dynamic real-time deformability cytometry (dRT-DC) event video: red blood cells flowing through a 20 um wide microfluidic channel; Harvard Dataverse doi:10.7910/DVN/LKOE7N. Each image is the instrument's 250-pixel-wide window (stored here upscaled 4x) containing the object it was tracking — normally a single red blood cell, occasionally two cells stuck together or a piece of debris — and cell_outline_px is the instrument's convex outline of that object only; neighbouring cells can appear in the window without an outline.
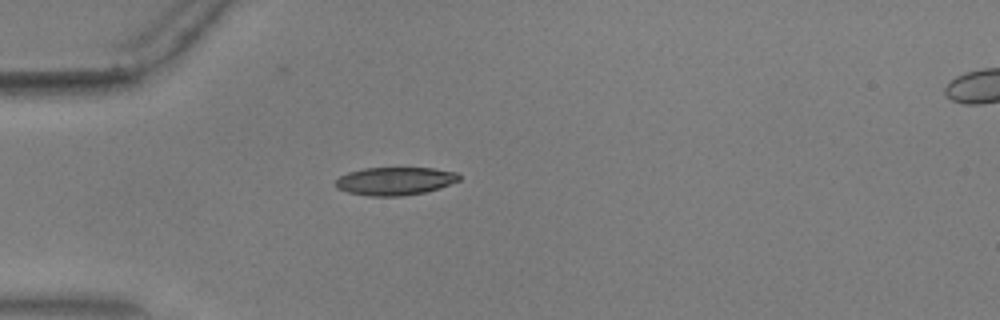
{"species": "common noctule bat (a hibernating species)", "species_latin": "Nyctalus noctula", "temperature_condition": "warm", "stored_images_in_passage": 48, "camera_frame_rate_fps": 3000, "um_per_image_px": 0.085, "animal": {"sex": "male", "body_mass_g": 17.9, "forearm_length_mm": 54.2}, "frame": {"image": 1, "passage_image": 9, "time_ms": 2.667, "image_size_px": [1000, 320], "cell_outline_px": [[460, 180], [440, 188], [424, 192], [404, 196], [368, 196], [348, 192], [336, 188], [336, 180], [340, 176], [348, 172], [364, 168], [432, 168], [456, 172], [460, 176]], "centroid_in_image_um": [33.57, 15.39], "position_along_channel_um": 51.4, "area_um2": 20.17}}
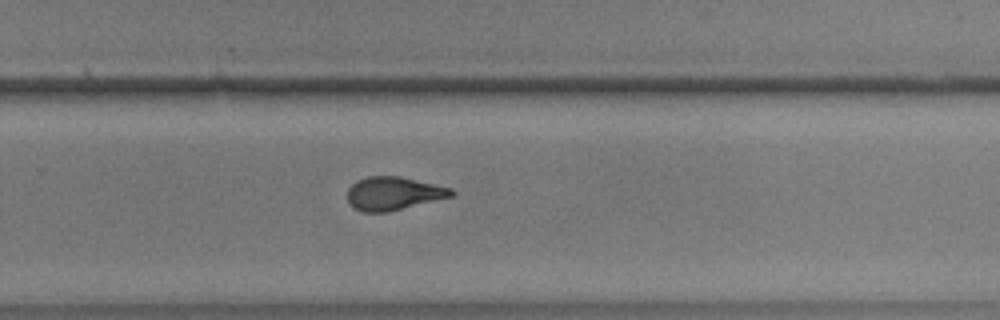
{"frame": {"image": 2, "passage_image": 30, "time_ms": 9.667, "image_size_px": [1000, 320], "cell_outline_px": [[456, 192], [452, 196], [388, 212], [360, 212], [352, 208], [348, 204], [348, 188], [356, 180], [368, 176], [400, 176], [452, 188]], "centroid_in_image_um": [33.4, 16.44], "position_along_channel_um": 296.4, "area_um2": 20.29}}
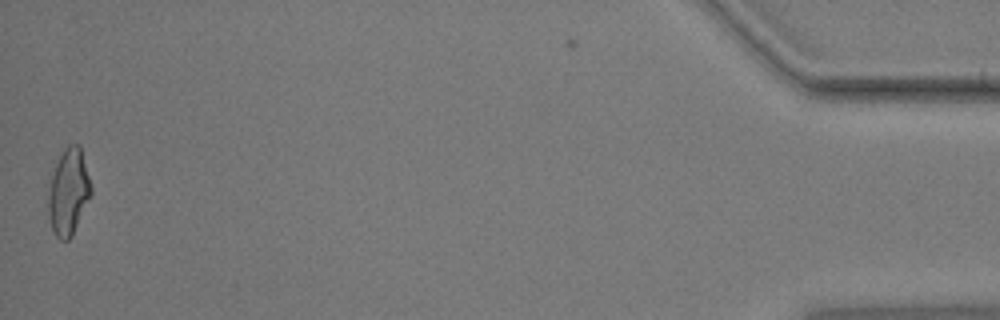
{"frame": {"image": 3, "passage_image": 48, "time_ms": 15.667, "image_size_px": [1000, 320], "cell_outline_px": [[92, 196], [72, 236], [68, 240], [60, 240], [56, 236], [48, 220], [48, 188], [56, 164], [64, 148], [68, 144], [80, 144], [92, 188]], "centroid_in_image_um": [5.83, 16.33], "position_along_channel_um": 429.4, "area_um2": 21.73}, "authors_computed_cell_mechanics": {"area_um2": 20.4323, "velocity_mm_per_s": 3.6764, "shape_relaxation_time_tau1_ms": 8.2165, "shape_relaxation_time_tau2_ms": 1.7809, "deformation_change_tau1": 0.2736, "deformation_change_tau2": 0.1044}}